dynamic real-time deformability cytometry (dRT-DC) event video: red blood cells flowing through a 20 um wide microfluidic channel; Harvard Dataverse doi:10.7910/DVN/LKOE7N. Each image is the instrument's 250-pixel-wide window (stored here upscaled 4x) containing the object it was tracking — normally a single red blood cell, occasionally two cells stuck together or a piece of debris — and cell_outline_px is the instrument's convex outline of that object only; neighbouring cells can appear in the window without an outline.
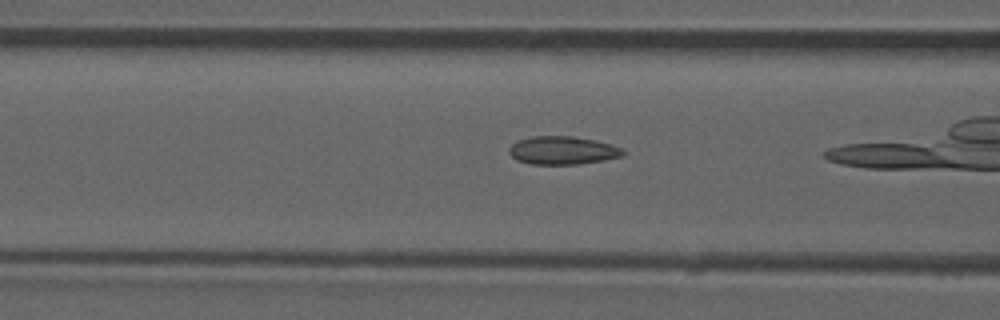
{"species": "common noctule bat (a hibernating species)", "species_latin": "Nyctalus noctula", "temperature_condition": "room temperature", "stored_images_in_passage": 37, "camera_frame_rate_fps": 3000, "um_per_image_px": 0.085, "animal": {"sex": "male", "forearm_length_mm": 52.5}, "frame": {"image": 1, "passage_image": 16, "time_ms": 5.0, "image_size_px": [1000, 320], "cell_outline_px": [[624, 152], [620, 156], [604, 160], [580, 164], [532, 164], [516, 160], [508, 152], [508, 148], [516, 140], [532, 136], [572, 136], [596, 140], [612, 144], [624, 148]], "centroid_in_image_um": [47.8, 12.77], "position_along_channel_um": 118.8, "area_um2": 18.84}}